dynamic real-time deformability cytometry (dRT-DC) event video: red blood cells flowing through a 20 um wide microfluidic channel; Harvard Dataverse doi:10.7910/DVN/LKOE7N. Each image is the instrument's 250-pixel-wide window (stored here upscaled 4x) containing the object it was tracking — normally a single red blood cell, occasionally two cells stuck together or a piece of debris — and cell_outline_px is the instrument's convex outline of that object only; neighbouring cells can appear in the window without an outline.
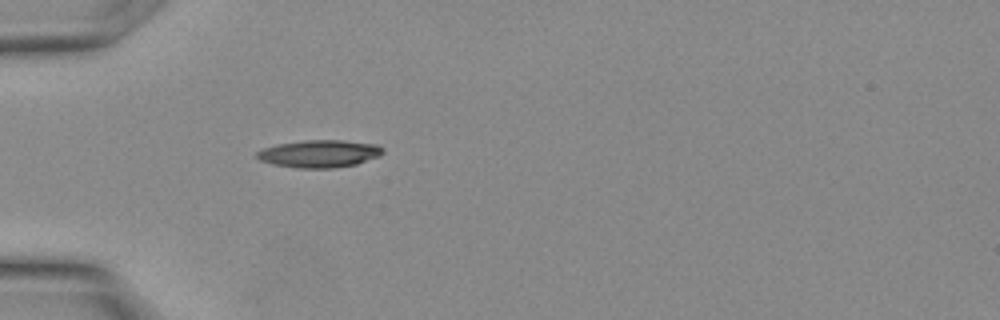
{"species": "Egyptian fruit bat (a non-hibernating species)", "species_latin": "Rousettus aegyptiacus", "temperature_condition": "warm", "stored_images_in_passage": 5, "camera_frame_rate_fps": 3000, "um_per_image_px": 0.085, "animal": {"sex": "female"}, "frame": {"image": 1, "passage_image": 1, "time_ms": 0.0, "image_size_px": [1000, 320], "cell_outline_px": [[384, 152], [380, 156], [356, 164], [332, 168], [296, 168], [272, 164], [260, 160], [256, 156], [256, 152], [264, 148], [276, 144], [304, 140], [344, 140], [376, 144], [384, 148]], "centroid_in_image_um": [27.16, 13.06], "position_along_channel_um": 57.8, "area_um2": 20.29}}
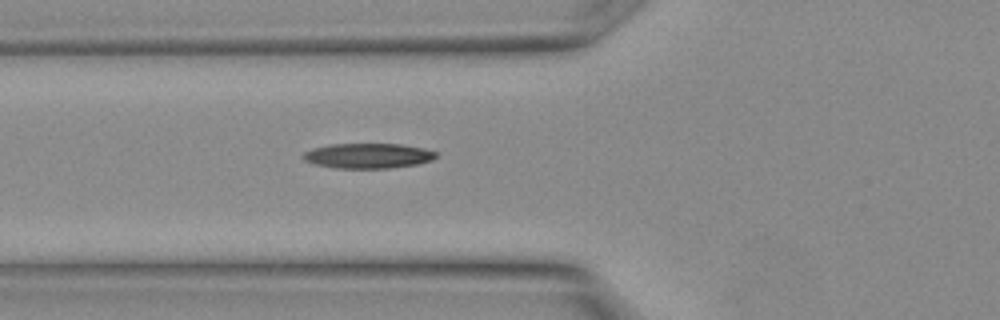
{"frame": {"image": 2, "passage_image": 3, "time_ms": 0.667, "image_size_px": [1000, 320], "cell_outline_px": [[436, 156], [432, 160], [420, 164], [392, 168], [336, 168], [316, 164], [304, 160], [300, 156], [304, 152], [312, 148], [332, 144], [400, 144], [424, 148], [436, 152]], "centroid_in_image_um": [31.28, 13.24], "position_along_channel_um": 94.5, "area_um2": 19.48}}
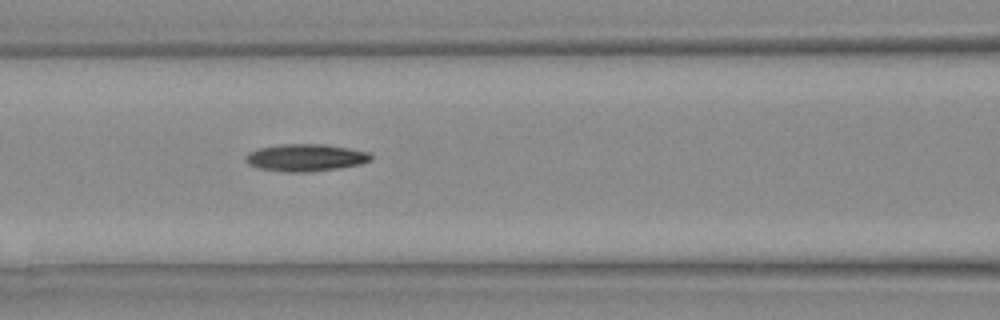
{"frame": {"image": 3, "passage_image": 5, "time_ms": 1.333, "image_size_px": [1000, 320], "cell_outline_px": [[372, 160], [360, 164], [340, 168], [304, 172], [284, 172], [256, 168], [248, 164], [244, 160], [244, 156], [248, 152], [260, 148], [280, 144], [320, 144], [348, 148], [368, 152], [372, 156]], "centroid_in_image_um": [25.92, 13.4], "position_along_channel_um": 140.7, "area_um2": 19.94}}